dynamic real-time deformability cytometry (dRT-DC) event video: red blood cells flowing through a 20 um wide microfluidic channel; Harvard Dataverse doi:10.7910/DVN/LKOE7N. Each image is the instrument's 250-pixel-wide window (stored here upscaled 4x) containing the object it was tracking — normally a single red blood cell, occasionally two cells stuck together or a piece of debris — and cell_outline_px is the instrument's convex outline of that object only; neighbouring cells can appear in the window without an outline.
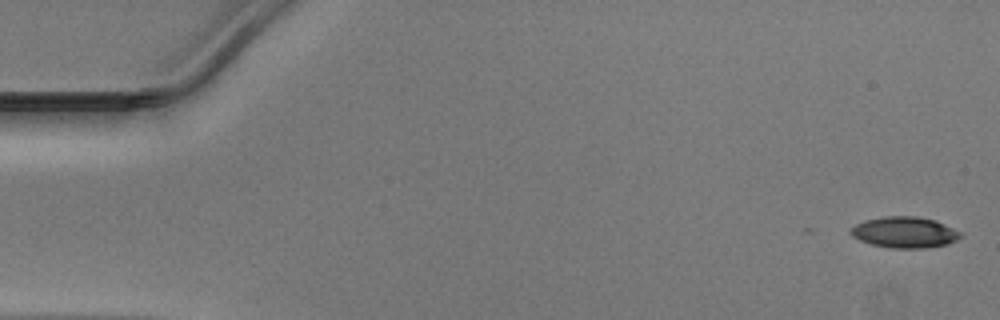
{"species": "Egyptian fruit bat (a non-hibernating species)", "species_latin": "Rousettus aegyptiacus", "temperature_condition": "warm", "stored_images_in_passage": 10, "camera_frame_rate_fps": 3000, "um_per_image_px": 0.085, "animal": {"sex": "male"}, "frame": {"image": 1, "passage_image": 1, "time_ms": 0.0, "image_size_px": [1000, 320], "cell_outline_px": [[960, 236], [956, 240], [948, 244], [924, 248], [892, 248], [872, 244], [860, 240], [852, 236], [848, 232], [848, 228], [864, 220], [884, 216], [916, 216], [936, 220], [960, 232]], "centroid_in_image_um": [76.84, 19.74], "position_along_channel_um": 8.2, "area_um2": 19.88}}